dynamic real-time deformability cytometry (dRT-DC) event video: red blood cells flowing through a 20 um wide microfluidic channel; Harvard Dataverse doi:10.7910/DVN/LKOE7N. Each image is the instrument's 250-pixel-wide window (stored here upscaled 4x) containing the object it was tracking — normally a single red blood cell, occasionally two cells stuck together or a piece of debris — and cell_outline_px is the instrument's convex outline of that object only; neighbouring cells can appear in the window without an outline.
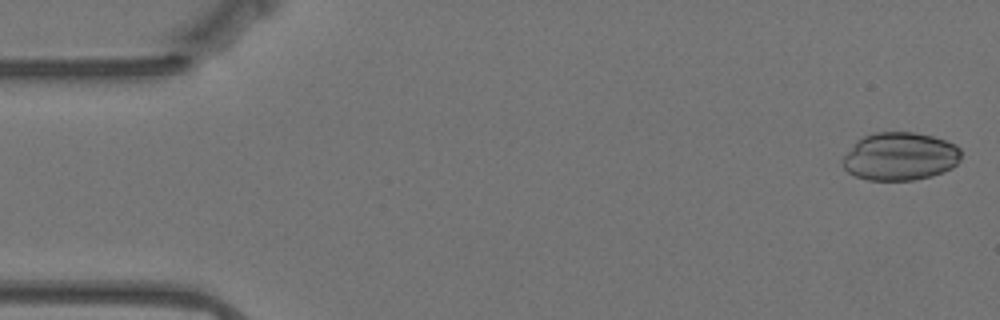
{"species": "Egyptian fruit bat (a non-hibernating species)", "species_latin": "Rousettus aegyptiacus", "temperature_condition": "warm", "stored_images_in_passage": 57, "camera_frame_rate_fps": 3000, "um_per_image_px": 0.085, "animal": {"sex": "female"}, "frame": {"image": 1, "passage_image": 2, "time_ms": 0.333, "image_size_px": [1000, 320], "cell_outline_px": [[960, 160], [952, 168], [944, 172], [932, 176], [912, 180], [868, 180], [856, 176], [848, 172], [844, 168], [844, 156], [856, 140], [864, 136], [876, 132], [916, 132], [932, 136], [956, 144], [960, 148]], "centroid_in_image_um": [76.52, 13.29], "position_along_channel_um": 8.5, "area_um2": 33.18}}
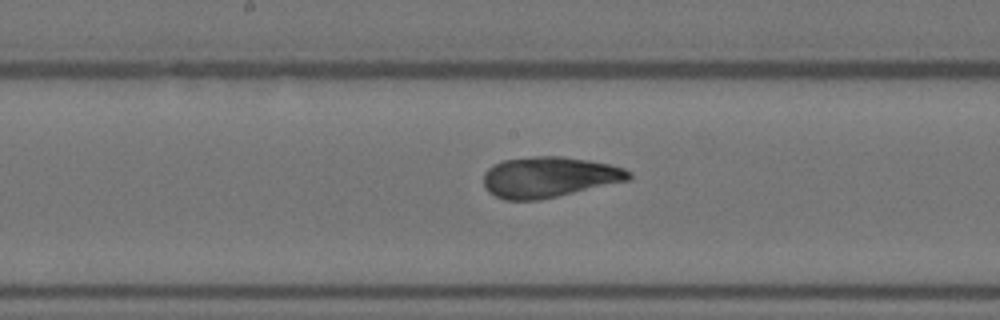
{"frame": {"image": 2, "passage_image": 29, "time_ms": 9.333, "image_size_px": [1000, 320], "cell_outline_px": [[632, 176], [628, 180], [540, 200], [504, 200], [488, 192], [484, 188], [484, 172], [492, 164], [504, 160], [532, 156], [560, 156], [588, 160], [608, 164], [624, 168], [632, 172]], "centroid_in_image_um": [46.63, 15.05], "position_along_channel_um": 201.6, "area_um2": 34.45}}
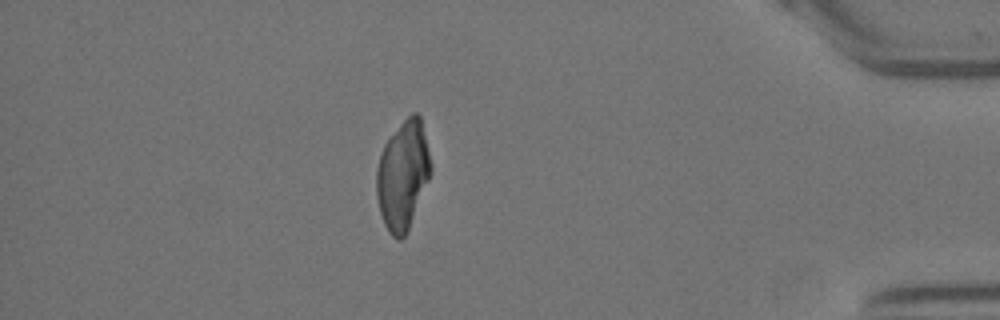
{"frame": {"image": 3, "passage_image": 50, "time_ms": 16.333, "image_size_px": [1000, 320], "cell_outline_px": [[432, 172], [408, 228], [404, 236], [400, 240], [396, 240], [388, 232], [384, 224], [380, 212], [376, 196], [376, 168], [384, 144], [400, 124], [412, 112], [416, 112], [420, 116], [432, 164]], "centroid_in_image_um": [34.23, 14.89], "position_along_channel_um": 401.0, "area_um2": 34.22}}